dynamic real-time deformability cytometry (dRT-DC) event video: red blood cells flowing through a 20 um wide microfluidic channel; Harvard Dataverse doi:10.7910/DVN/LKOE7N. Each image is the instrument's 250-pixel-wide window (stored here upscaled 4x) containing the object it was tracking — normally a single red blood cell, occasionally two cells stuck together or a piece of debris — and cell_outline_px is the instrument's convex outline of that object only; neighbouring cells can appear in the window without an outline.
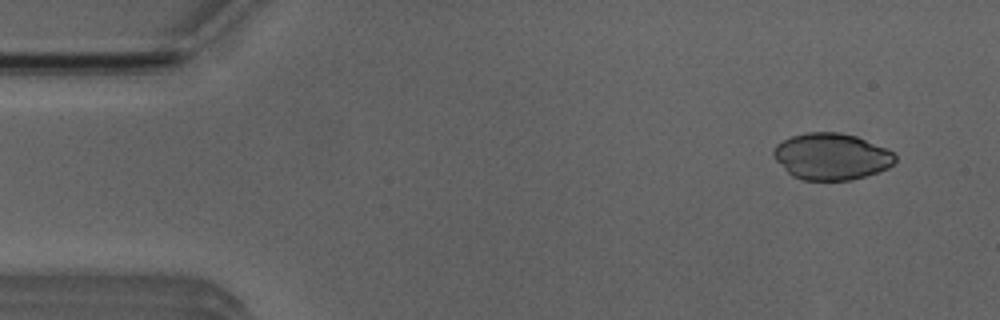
{"species": "Egyptian fruit bat (a non-hibernating species)", "species_latin": "Rousettus aegyptiacus", "temperature_condition": "room temperature", "stored_images_in_passage": 4, "camera_frame_rate_fps": 3000, "um_per_image_px": 0.085, "animal": {"sex": "male"}, "frame": {"image": 1, "passage_image": 1, "time_ms": 0.0, "image_size_px": [1000, 320], "cell_outline_px": [[896, 160], [888, 168], [852, 180], [800, 180], [792, 176], [776, 160], [772, 152], [776, 144], [792, 136], [808, 132], [840, 132], [856, 136], [884, 148], [892, 152], [896, 156]], "centroid_in_image_um": [70.64, 13.3], "position_along_channel_um": 14.4, "area_um2": 32.77}}